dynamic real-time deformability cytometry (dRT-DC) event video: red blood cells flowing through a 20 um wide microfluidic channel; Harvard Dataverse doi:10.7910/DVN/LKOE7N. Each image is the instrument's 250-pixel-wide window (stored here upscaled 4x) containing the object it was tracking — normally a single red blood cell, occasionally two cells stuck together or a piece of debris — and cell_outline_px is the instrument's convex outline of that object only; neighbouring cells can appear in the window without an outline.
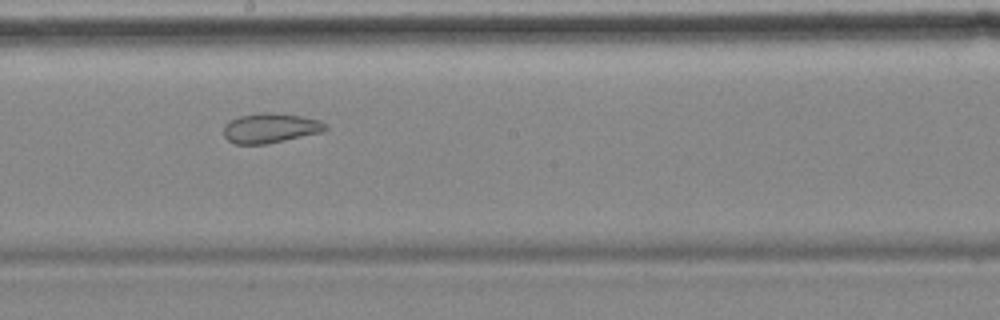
{"species": "common noctule bat (a hibernating species)", "species_latin": "Nyctalus noctula", "temperature_condition": "cold", "stored_images_in_passage": 14, "camera_frame_rate_fps": 3000, "um_per_image_px": 0.085, "animal": {"sex": "female", "body_mass_g": 18.4}, "frame": {"image": 1, "passage_image": 8, "time_ms": 10.0, "image_size_px": [1000, 320], "cell_outline_px": [[328, 128], [320, 132], [284, 140], [264, 144], [236, 144], [228, 140], [224, 136], [224, 124], [240, 116], [260, 112], [276, 112], [300, 116], [320, 120]], "centroid_in_image_um": [22.95, 10.87], "position_along_channel_um": 225.3, "area_um2": 17.46}, "authors_computed_cell_mechanics": {"area_um2": 23.0044, "velocity_mm_per_s": 3.4962, "shape_relaxation_time_tau1_ms": null, "shape_relaxation_time_tau2_ms": 1.4127, "deformation_change_tau1": null, "deformation_change_tau2": 0.0508}}